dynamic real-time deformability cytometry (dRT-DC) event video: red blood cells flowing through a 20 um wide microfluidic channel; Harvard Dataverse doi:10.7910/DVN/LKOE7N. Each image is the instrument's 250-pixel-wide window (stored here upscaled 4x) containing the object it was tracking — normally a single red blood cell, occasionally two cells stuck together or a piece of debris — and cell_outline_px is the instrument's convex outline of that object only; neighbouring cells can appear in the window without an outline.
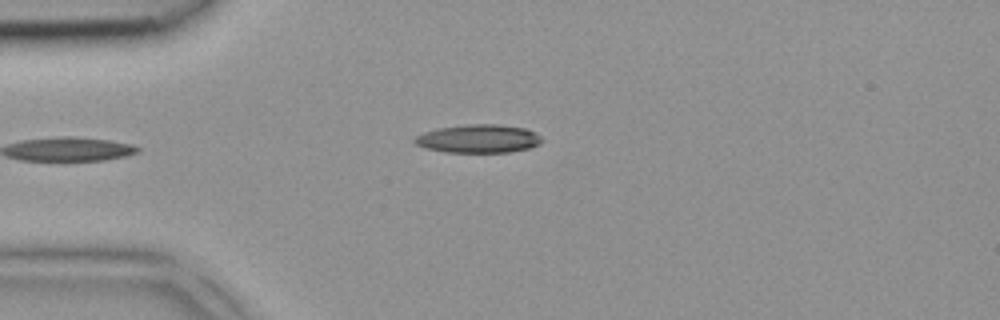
{"species": "common noctule bat (a hibernating species)", "species_latin": "Nyctalus noctula", "temperature_condition": "room temperature", "stored_images_in_passage": 4, "camera_frame_rate_fps": 3000, "um_per_image_px": 0.085, "animal": {"sex": "female", "body_mass_g": 18.4}, "frame": {"image": 1, "passage_image": 4, "time_ms": 1.0, "image_size_px": [1000, 320], "cell_outline_px": [[544, 140], [540, 144], [532, 148], [512, 152], [444, 152], [424, 148], [416, 144], [412, 140], [416, 136], [424, 132], [436, 128], [468, 124], [496, 124], [524, 128], [536, 132]], "centroid_in_image_um": [40.69, 11.79], "position_along_channel_um": 44.3, "area_um2": 21.27}}